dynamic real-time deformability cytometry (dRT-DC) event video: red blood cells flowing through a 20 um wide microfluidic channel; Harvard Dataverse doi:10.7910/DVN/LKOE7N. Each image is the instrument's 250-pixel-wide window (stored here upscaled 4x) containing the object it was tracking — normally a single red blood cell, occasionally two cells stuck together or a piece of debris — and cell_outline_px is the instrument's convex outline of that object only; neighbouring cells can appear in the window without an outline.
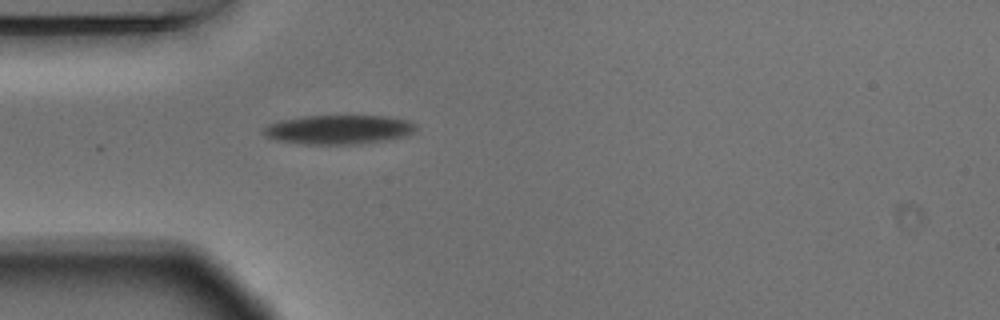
{"species": "Egyptian fruit bat (a non-hibernating species)", "species_latin": "Rousettus aegyptiacus", "temperature_condition": "warm", "stored_images_in_passage": 40, "camera_frame_rate_fps": 3000, "um_per_image_px": 0.085, "animal": {"sex": "male"}, "frame": {"image": 1, "passage_image": 1, "time_ms": 0.0, "image_size_px": [1000, 320], "cell_outline_px": [[416, 128], [412, 132], [404, 136], [388, 140], [360, 144], [300, 144], [276, 140], [264, 136], [260, 132], [268, 124], [280, 120], [304, 116], [384, 116], [408, 120], [416, 124]], "centroid_in_image_um": [28.74, 11.02], "position_along_channel_um": 56.3, "area_um2": 26.07}}
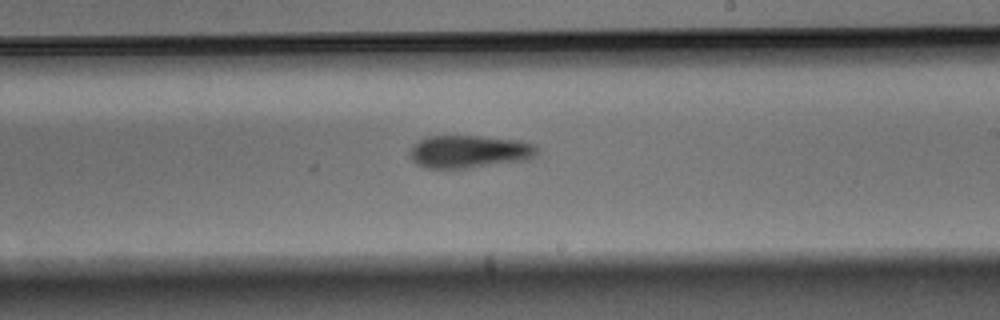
{"frame": {"image": 2, "passage_image": 17, "time_ms": 5.333, "image_size_px": [1000, 320], "cell_outline_px": [[536, 156], [532, 160], [468, 168], [424, 168], [416, 164], [408, 156], [408, 152], [420, 140], [428, 136], [480, 136], [520, 140], [536, 144]], "centroid_in_image_um": [39.92, 12.9], "position_along_channel_um": 249.1, "area_um2": 24.62}}
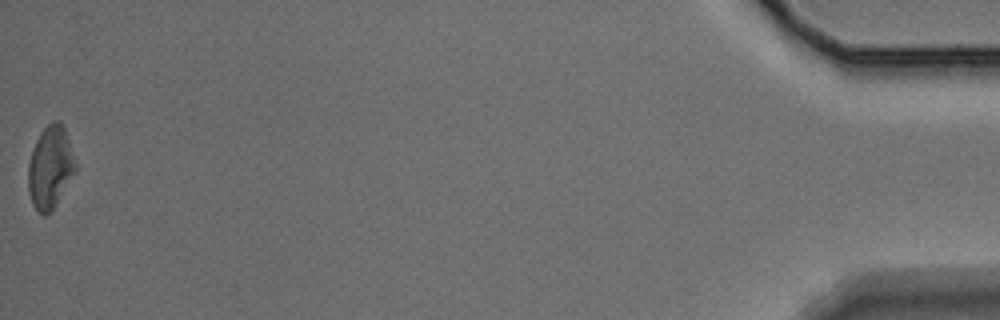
{"frame": {"image": 3, "passage_image": 40, "time_ms": 13.0, "image_size_px": [1000, 320], "cell_outline_px": [[76, 168], [52, 212], [44, 216], [32, 204], [28, 192], [28, 164], [36, 140], [40, 132], [52, 120], [60, 120], [64, 128], [76, 164]], "centroid_in_image_um": [4.25, 14.23], "position_along_channel_um": 431.0, "area_um2": 22.43}}